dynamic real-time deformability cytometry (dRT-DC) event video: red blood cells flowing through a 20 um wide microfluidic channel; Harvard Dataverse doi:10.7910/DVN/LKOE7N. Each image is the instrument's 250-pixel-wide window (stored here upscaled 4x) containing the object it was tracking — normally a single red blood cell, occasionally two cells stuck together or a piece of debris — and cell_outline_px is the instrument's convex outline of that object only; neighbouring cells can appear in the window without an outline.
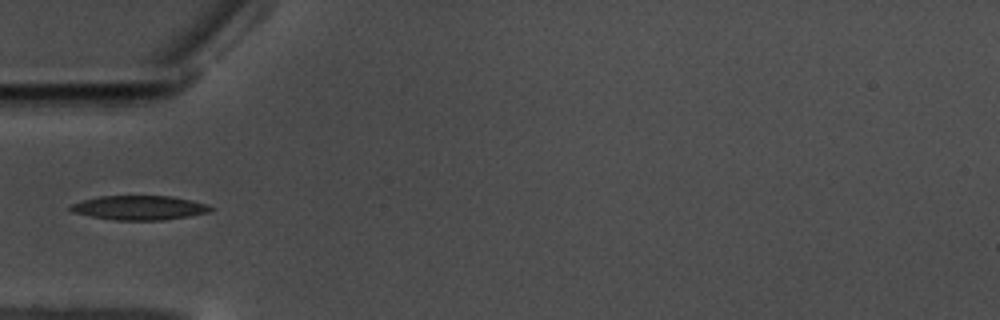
{"species": "common noctule bat (a hibernating species)", "species_latin": "Nyctalus noctula", "temperature_condition": "warm", "stored_images_in_passage": 25, "camera_frame_rate_fps": 3000, "um_per_image_px": 0.085, "animal": {"sex": "male", "body_mass_g": 17.5, "forearm_length_mm": 52.3}, "frame": {"image": 1, "passage_image": 1, "time_ms": 0.0, "image_size_px": [1000, 320], "cell_outline_px": [[212, 208], [208, 212], [188, 216], [160, 220], [112, 220], [72, 212], [68, 208], [72, 204], [84, 200], [100, 196], [172, 196], [192, 200], [208, 204]], "centroid_in_image_um": [11.84, 17.65], "position_along_channel_um": 73.2, "area_um2": 19.65}}